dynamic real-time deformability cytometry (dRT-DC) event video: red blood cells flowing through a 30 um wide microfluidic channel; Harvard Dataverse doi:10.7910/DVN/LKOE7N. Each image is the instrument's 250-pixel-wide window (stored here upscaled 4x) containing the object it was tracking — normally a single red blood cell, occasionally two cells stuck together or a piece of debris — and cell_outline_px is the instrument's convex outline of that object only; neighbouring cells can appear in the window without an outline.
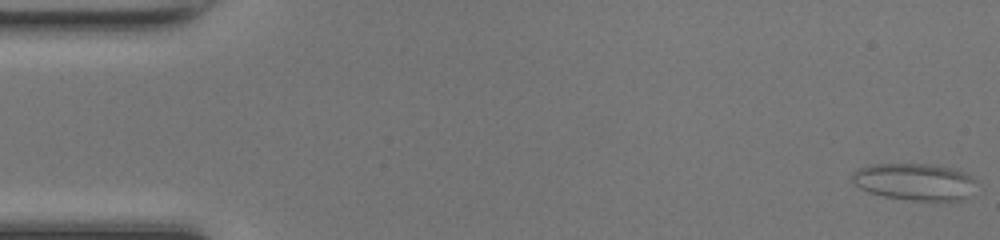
{"species": "common noctule bat (a hibernating species)", "species_latin": "Nyctalus noctula", "temperature_condition": "room temperature", "stored_images_in_passage": 49, "camera_frame_rate_fps": 3000, "um_per_image_px": 0.085, "animal": {"sex": "female", "body_mass_g": 17.0, "forearm_length_mm": 48.0}, "frame": {"image": 1, "passage_image": 1, "time_ms": 0.0, "image_size_px": [1000, 240], "cell_outline_px": [[972, 180], [968, 196], [960, 200], [936, 204], [908, 200], [884, 196], [868, 192], [860, 188], [852, 180], [852, 172], [868, 164], [932, 164], [956, 168], [964, 172]], "centroid_in_image_um": [77.71, 15.48], "position_along_channel_um": 7.3, "area_um2": 27.11}}
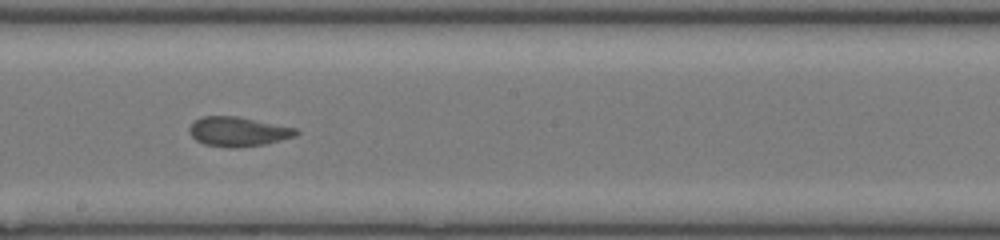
{"frame": {"image": 2, "passage_image": 27, "time_ms": 8.667, "image_size_px": [1000, 240], "cell_outline_px": [[300, 132], [296, 136], [264, 144], [236, 148], [228, 148], [204, 144], [196, 140], [188, 132], [188, 128], [200, 116], [236, 116], [296, 128]], "centroid_in_image_um": [20.22, 11.19], "position_along_channel_um": 228.0, "area_um2": 18.32}}
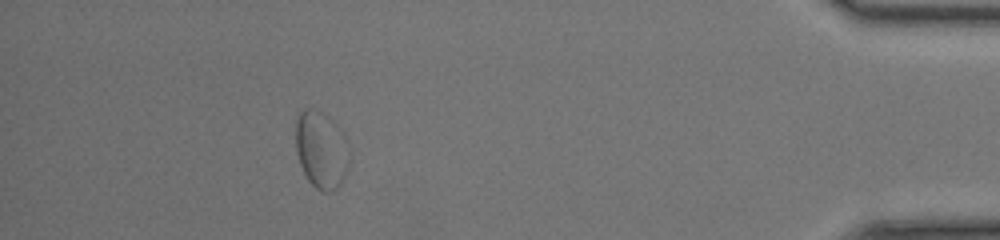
{"frame": {"image": 3, "passage_image": 44, "time_ms": 14.333, "image_size_px": [1000, 240], "cell_outline_px": [[344, 176], [340, 184], [332, 192], [324, 192], [316, 188], [308, 180], [300, 164], [296, 152], [296, 120], [300, 112], [304, 108], [308, 108], [320, 112], [328, 120], [344, 168]], "centroid_in_image_um": [27.05, 12.83], "position_along_channel_um": 408.1, "area_um2": 20.75}, "authors_computed_cell_mechanics": {"area_um2": 19.4786, "velocity_mm_per_s": 4.2228, "shape_relaxation_time_tau1_ms": null, "shape_relaxation_time_tau2_ms": 1.6723, "deformation_change_tau1": null, "deformation_change_tau2": 0.078}}